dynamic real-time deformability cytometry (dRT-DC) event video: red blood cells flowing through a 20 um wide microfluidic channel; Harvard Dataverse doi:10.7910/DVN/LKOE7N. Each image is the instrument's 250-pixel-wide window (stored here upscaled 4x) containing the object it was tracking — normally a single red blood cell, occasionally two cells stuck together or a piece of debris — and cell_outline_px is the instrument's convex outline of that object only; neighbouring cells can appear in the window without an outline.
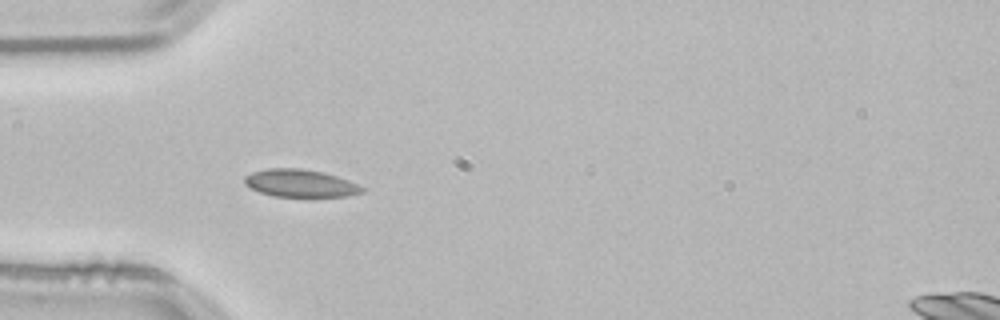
{"species": "common noctule bat (a hibernating species)", "species_latin": "Nyctalus noctula", "temperature_condition": "room temperature", "stored_images_in_passage": 38, "camera_frame_rate_fps": 3000, "um_per_image_px": 0.085, "animal": {"sex": "male", "body_mass_g": 21.5, "forearm_length_mm": 52.0}, "frame": {"image": 1, "passage_image": 1, "time_ms": 0.0, "image_size_px": [1000, 320], "cell_outline_px": [[368, 188], [364, 192], [348, 196], [272, 196], [260, 192], [244, 184], [244, 176], [252, 172], [268, 168], [300, 168], [324, 172], [348, 180]], "centroid_in_image_um": [25.55, 15.57], "position_along_channel_um": 59.5, "area_um2": 18.96}}
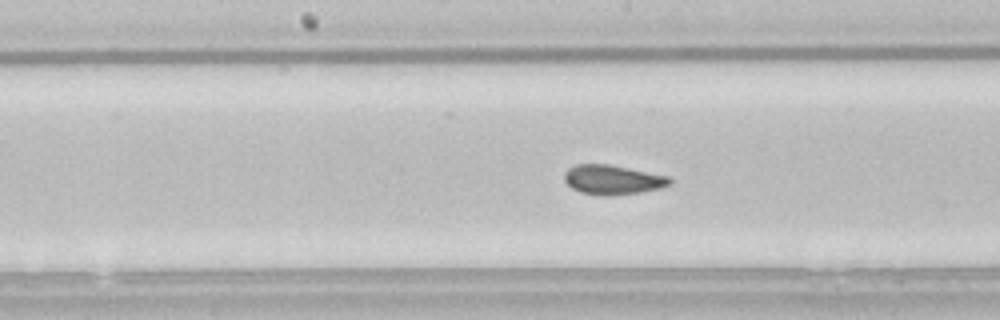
{"frame": {"image": 2, "passage_image": 12, "time_ms": 3.667, "image_size_px": [1000, 320], "cell_outline_px": [[672, 184], [660, 188], [640, 192], [612, 196], [604, 196], [580, 192], [572, 188], [564, 180], [564, 172], [568, 168], [576, 164], [608, 164], [668, 176], [672, 180]], "centroid_in_image_um": [52.06, 15.28], "position_along_channel_um": 196.1, "area_um2": 18.15}}
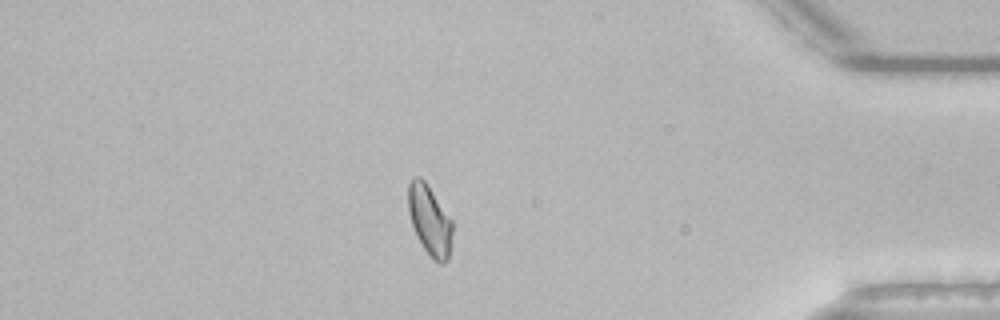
{"frame": {"image": 3, "passage_image": 31, "time_ms": 10.0, "image_size_px": [1000, 320], "cell_outline_px": [[452, 236], [448, 260], [444, 264], [440, 264], [432, 260], [416, 236], [408, 212], [408, 184], [416, 176], [420, 176], [428, 184], [452, 220]], "centroid_in_image_um": [36.52, 18.74], "position_along_channel_um": 398.7, "area_um2": 18.21}}